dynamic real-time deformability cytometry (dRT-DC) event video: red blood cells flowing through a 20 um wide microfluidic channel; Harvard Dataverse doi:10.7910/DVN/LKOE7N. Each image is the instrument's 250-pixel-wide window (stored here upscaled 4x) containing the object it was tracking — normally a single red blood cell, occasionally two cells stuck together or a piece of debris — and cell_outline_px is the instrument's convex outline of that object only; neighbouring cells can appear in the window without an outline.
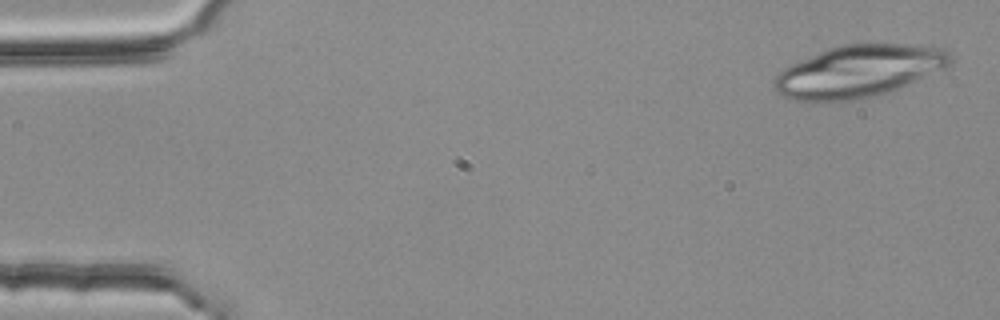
{"species": "common noctule bat (a hibernating species)", "species_latin": "Nyctalus noctula", "temperature_condition": "room temperature", "stored_images_in_passage": 3, "camera_frame_rate_fps": 3000, "um_per_image_px": 0.085, "animal": {"sex": "female", "body_mass_g": 25.1}, "frame": {"image": 1, "passage_image": 1, "time_ms": 0.0, "image_size_px": [1000, 320], "cell_outline_px": [[952, 60], [948, 68], [888, 92], [856, 100], [832, 104], [820, 104], [792, 100], [776, 92], [772, 88], [772, 80], [784, 68], [792, 64], [828, 48], [840, 44], [916, 44], [948, 48], [952, 56]], "centroid_in_image_um": [72.99, 6.09], "position_along_channel_um": 12.0, "area_um2": 54.68}}